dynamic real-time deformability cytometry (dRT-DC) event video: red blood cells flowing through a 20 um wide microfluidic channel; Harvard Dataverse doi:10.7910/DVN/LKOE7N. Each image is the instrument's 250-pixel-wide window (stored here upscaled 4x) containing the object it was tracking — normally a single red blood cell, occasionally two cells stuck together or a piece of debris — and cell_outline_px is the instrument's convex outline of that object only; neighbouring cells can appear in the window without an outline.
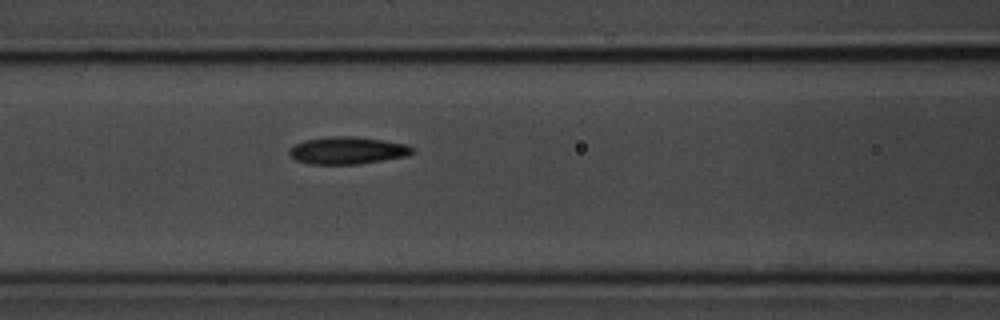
{"species": "common noctule bat (a hibernating species)", "species_latin": "Nyctalus noctula", "temperature_condition": "room temperature", "stored_images_in_passage": 5, "segment_of_instrument_passage": [1, 2], "camera_frame_rate_fps": 3000, "um_per_image_px": 0.085, "animal": {"sex": "male", "body_mass_g": 20.1, "forearm_length_mm": 53.5}, "frame": {"image": 1, "passage_image": 4, "time_ms": 4.333, "image_size_px": [1000, 320], "cell_outline_px": [[416, 152], [408, 156], [356, 164], [308, 164], [296, 160], [288, 152], [296, 144], [304, 140], [328, 136], [356, 136], [384, 140], [404, 144], [416, 148]], "centroid_in_image_um": [29.58, 12.78], "position_along_channel_um": 137.0, "area_um2": 19.65}}